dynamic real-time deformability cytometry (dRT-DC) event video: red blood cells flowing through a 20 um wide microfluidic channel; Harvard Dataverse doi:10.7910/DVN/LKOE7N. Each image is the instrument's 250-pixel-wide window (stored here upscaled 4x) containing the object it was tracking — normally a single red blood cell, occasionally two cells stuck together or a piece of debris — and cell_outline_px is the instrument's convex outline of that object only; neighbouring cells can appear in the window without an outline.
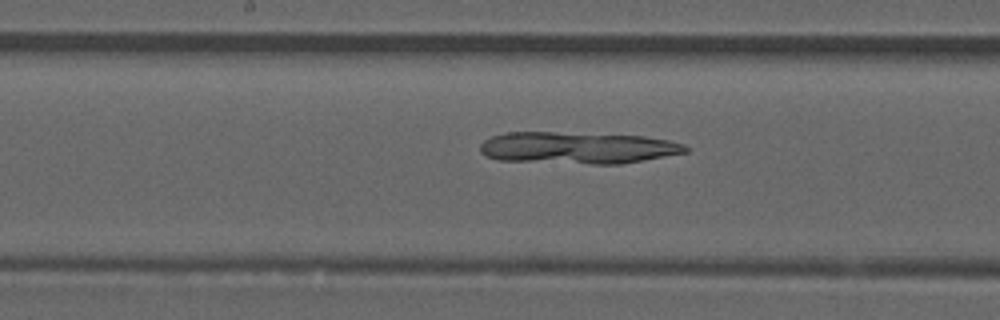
{"species": "common noctule bat (a hibernating species)", "species_latin": "Nyctalus noctula", "temperature_condition": "room temperature", "stored_images_in_passage": 31, "camera_frame_rate_fps": 3000, "um_per_image_px": 0.085, "animal": {"sex": "male", "forearm_length_mm": 52.5}, "frame": {"image": 1, "passage_image": 26, "time_ms": 8.333, "image_size_px": [1000, 320], "cell_outline_px": [[688, 152], [620, 164], [592, 164], [496, 160], [484, 156], [480, 152], [480, 144], [484, 140], [492, 136], [508, 132], [552, 132], [644, 136], [668, 140], [684, 144], [688, 148]], "centroid_in_image_um": [49.05, 12.57], "position_along_channel_um": 199.1, "area_um2": 38.15}}
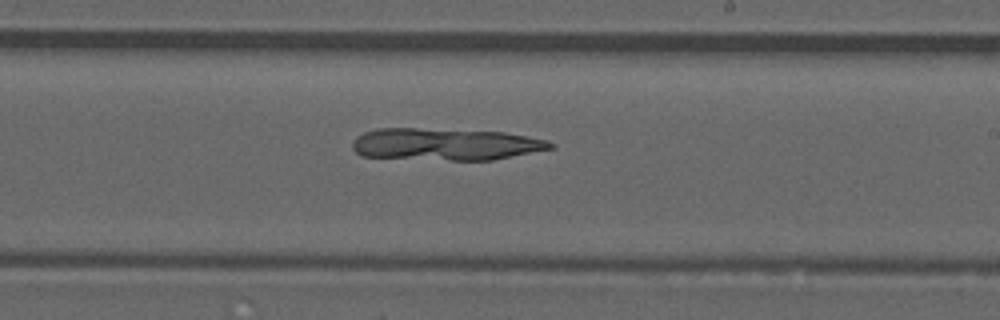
{"frame": {"image": 2, "passage_image": 30, "time_ms": 9.667, "image_size_px": [1000, 320], "cell_outline_px": [[556, 148], [492, 160], [452, 160], [360, 156], [352, 148], [352, 140], [356, 136], [364, 132], [376, 128], [416, 128], [504, 132], [548, 140], [556, 144]], "centroid_in_image_um": [37.87, 12.26], "position_along_channel_um": 251.1, "area_um2": 37.17}}